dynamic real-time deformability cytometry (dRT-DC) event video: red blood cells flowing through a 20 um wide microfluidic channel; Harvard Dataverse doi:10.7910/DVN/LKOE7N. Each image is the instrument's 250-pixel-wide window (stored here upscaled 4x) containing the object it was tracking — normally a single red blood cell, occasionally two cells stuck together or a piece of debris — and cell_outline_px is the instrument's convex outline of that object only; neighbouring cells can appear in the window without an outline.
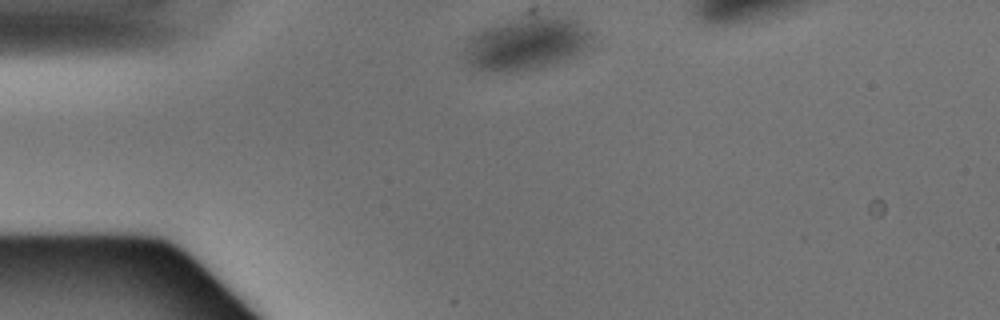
{"species": "Egyptian fruit bat (a non-hibernating species)", "species_latin": "Rousettus aegyptiacus", "temperature_condition": "warm", "stored_images_in_passage": 32, "camera_frame_rate_fps": 3000, "um_per_image_px": 0.085, "animal": {"sex": "male"}, "frame": {"image": 1, "passage_image": 1, "time_ms": 0.0, "image_size_px": [1000, 320], "cell_outline_px": [[596, 44], [564, 60], [552, 64], [536, 68], [512, 72], [488, 72], [476, 68], [468, 64], [464, 60], [464, 48], [468, 36], [484, 28], [508, 20], [540, 16], [572, 16], [580, 20], [592, 32]], "centroid_in_image_um": [44.8, 3.7], "position_along_channel_um": 40.2, "area_um2": 40.0}}
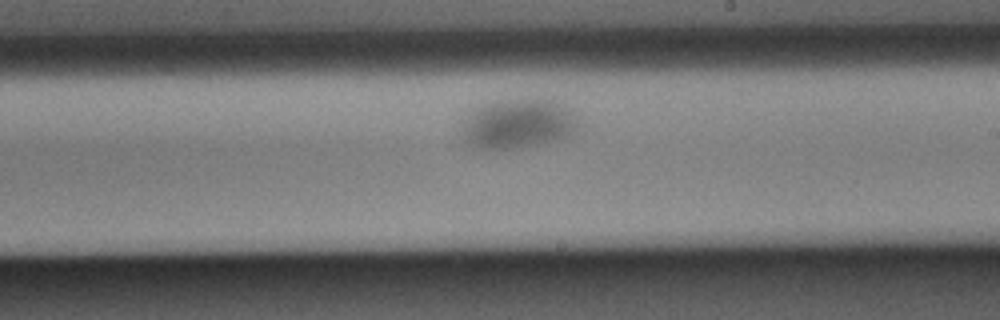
{"frame": {"image": 2, "passage_image": 18, "time_ms": 5.667, "image_size_px": [1000, 320], "cell_outline_px": [[576, 128], [568, 136], [540, 144], [520, 148], [484, 148], [472, 144], [464, 128], [464, 120], [476, 108], [484, 104], [496, 100], [536, 96], [544, 96], [560, 100], [576, 120]], "centroid_in_image_um": [44.12, 10.43], "position_along_channel_um": 244.9, "area_um2": 33.29}}
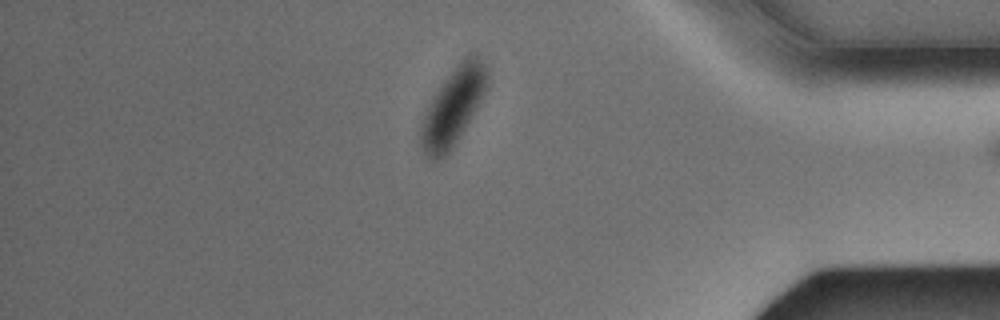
{"frame": {"image": 3, "passage_image": 31, "time_ms": 10.0, "image_size_px": [1000, 320], "cell_outline_px": [[488, 80], [484, 92], [480, 100], [464, 128], [448, 152], [440, 160], [428, 160], [420, 148], [420, 128], [424, 116], [432, 96], [444, 80], [460, 60], [472, 52], [476, 52], [480, 56], [488, 68]], "centroid_in_image_um": [38.49, 9.03], "position_along_channel_um": 396.7, "area_um2": 29.54}}